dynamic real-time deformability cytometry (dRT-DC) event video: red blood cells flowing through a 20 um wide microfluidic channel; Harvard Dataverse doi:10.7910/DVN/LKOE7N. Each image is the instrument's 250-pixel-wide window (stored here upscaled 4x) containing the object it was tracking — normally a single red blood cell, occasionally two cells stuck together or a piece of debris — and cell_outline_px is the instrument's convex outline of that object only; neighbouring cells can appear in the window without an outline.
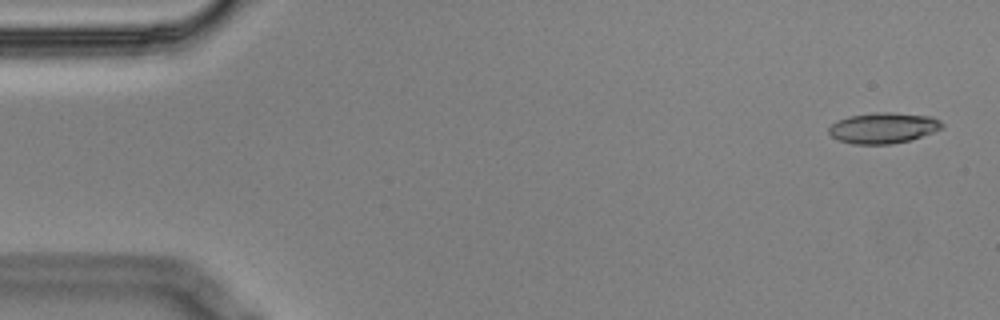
{"species": "Egyptian fruit bat (a non-hibernating species)", "species_latin": "Rousettus aegyptiacus", "temperature_condition": "cold", "stored_images_in_passage": 5, "camera_frame_rate_fps": 3000, "um_per_image_px": 0.085, "animal": {"sex": "male"}, "frame": {"image": 1, "passage_image": 1, "time_ms": 0.0, "image_size_px": [1000, 320], "cell_outline_px": [[944, 128], [912, 140], [892, 144], [852, 144], [840, 140], [832, 136], [828, 132], [828, 128], [832, 124], [848, 116], [876, 112], [892, 112], [932, 116], [940, 120], [944, 124]], "centroid_in_image_um": [75.13, 10.87], "position_along_channel_um": 9.9, "area_um2": 20.46}}
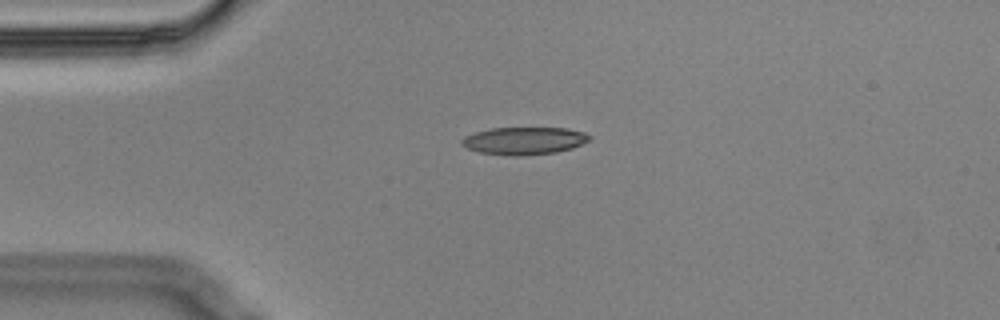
{"frame": {"image": 2, "passage_image": 4, "time_ms": 1.0, "image_size_px": [1000, 320], "cell_outline_px": [[592, 136], [588, 140], [572, 148], [556, 152], [520, 156], [508, 156], [480, 152], [468, 148], [460, 144], [460, 140], [464, 136], [476, 132], [492, 128], [568, 128], [584, 132]], "centroid_in_image_um": [44.53, 11.96], "position_along_channel_um": 40.5, "area_um2": 20.46}}